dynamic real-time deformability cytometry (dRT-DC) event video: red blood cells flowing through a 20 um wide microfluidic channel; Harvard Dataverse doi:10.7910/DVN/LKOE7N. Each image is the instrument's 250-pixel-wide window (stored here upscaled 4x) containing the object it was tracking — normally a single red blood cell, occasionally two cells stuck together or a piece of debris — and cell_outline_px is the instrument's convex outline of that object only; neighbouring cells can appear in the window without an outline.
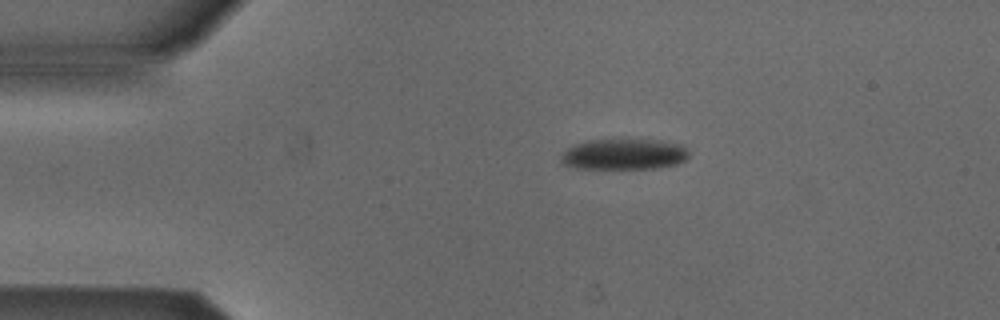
{"species": "Egyptian fruit bat (a non-hibernating species)", "species_latin": "Rousettus aegyptiacus", "temperature_condition": "cold", "stored_images_in_passage": 3, "camera_frame_rate_fps": 3000, "um_per_image_px": 0.085, "animal": {"sex": "male"}, "frame": {"image": 1, "passage_image": 1, "time_ms": 0.0, "image_size_px": [1000, 320], "cell_outline_px": [[688, 156], [684, 160], [676, 164], [660, 168], [576, 168], [560, 164], [560, 156], [568, 148], [576, 144], [588, 140], [660, 140], [680, 144], [688, 148]], "centroid_in_image_um": [53.03, 13.11], "position_along_channel_um": 32.0, "area_um2": 22.95}}
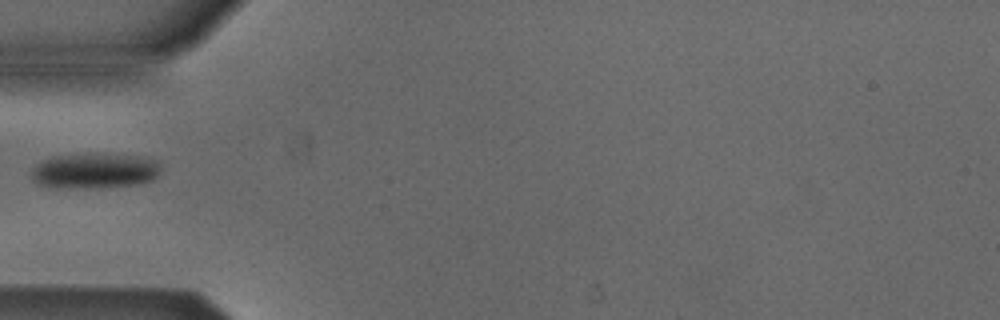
{"frame": {"image": 2, "passage_image": 3, "time_ms": 0.667, "image_size_px": [1000, 320], "cell_outline_px": [[160, 168], [156, 176], [152, 180], [136, 184], [40, 184], [32, 180], [32, 168], [36, 164], [52, 156], [88, 152], [92, 152], [144, 156], [156, 160], [160, 164]], "centroid_in_image_um": [8.11, 14.39], "position_along_channel_um": 76.9, "area_um2": 25.32}}